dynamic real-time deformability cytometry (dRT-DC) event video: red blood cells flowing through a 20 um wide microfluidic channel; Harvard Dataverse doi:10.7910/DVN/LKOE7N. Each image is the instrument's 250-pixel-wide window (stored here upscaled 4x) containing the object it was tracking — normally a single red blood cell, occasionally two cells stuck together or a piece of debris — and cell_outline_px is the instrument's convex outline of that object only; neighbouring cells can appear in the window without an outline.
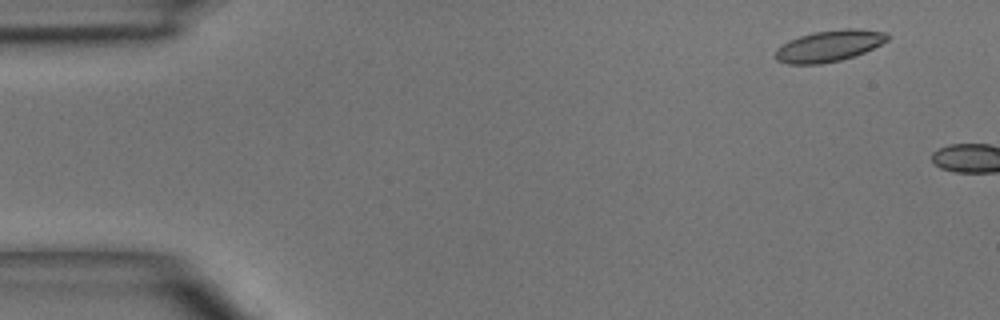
{"species": "common noctule bat (a hibernating species)", "species_latin": "Nyctalus noctula", "temperature_condition": "room temperature", "stored_images_in_passage": 6, "camera_frame_rate_fps": 3000, "um_per_image_px": 0.085, "animal": {"sex": "male", "body_mass_g": 15.6}, "frame": {"image": 1, "passage_image": 2, "time_ms": 1.0, "image_size_px": [1000, 320], "cell_outline_px": [[888, 40], [864, 52], [840, 60], [820, 64], [788, 64], [776, 60], [776, 48], [788, 40], [812, 32], [844, 28], [852, 28], [888, 32]], "centroid_in_image_um": [70.45, 3.89], "position_along_channel_um": 14.5, "area_um2": 20.4}}
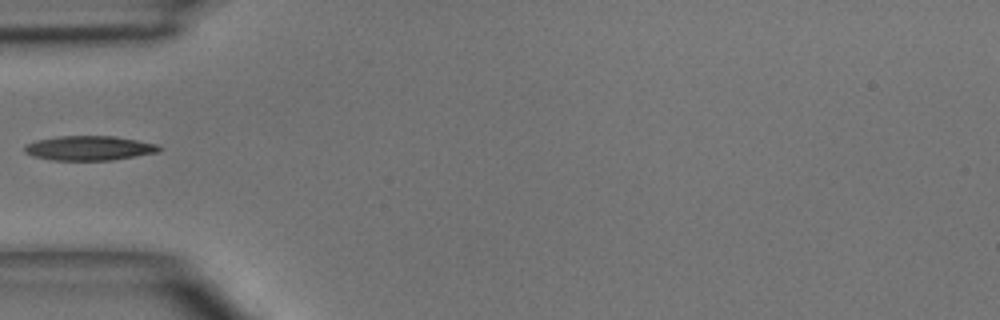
{"frame": {"image": 2, "passage_image": 6, "time_ms": 6.667, "image_size_px": [1000, 320], "cell_outline_px": [[164, 148], [156, 152], [112, 160], [52, 160], [36, 156], [24, 152], [24, 144], [36, 140], [56, 136], [116, 136], [156, 144]], "centroid_in_image_um": [7.55, 12.58], "position_along_channel_um": 77.4, "area_um2": 19.13}}